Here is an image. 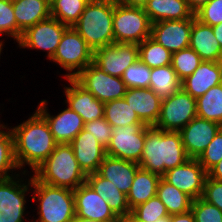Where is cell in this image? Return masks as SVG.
I'll list each match as a JSON object with an SVG mask.
<instances>
[{
	"instance_id": "obj_30",
	"label": "cell",
	"mask_w": 222,
	"mask_h": 222,
	"mask_svg": "<svg viewBox=\"0 0 222 222\" xmlns=\"http://www.w3.org/2000/svg\"><path fill=\"white\" fill-rule=\"evenodd\" d=\"M149 88L161 98L174 94L181 88V80L172 68V65L152 68Z\"/></svg>"
},
{
	"instance_id": "obj_44",
	"label": "cell",
	"mask_w": 222,
	"mask_h": 222,
	"mask_svg": "<svg viewBox=\"0 0 222 222\" xmlns=\"http://www.w3.org/2000/svg\"><path fill=\"white\" fill-rule=\"evenodd\" d=\"M201 198L222 211V182L207 176Z\"/></svg>"
},
{
	"instance_id": "obj_9",
	"label": "cell",
	"mask_w": 222,
	"mask_h": 222,
	"mask_svg": "<svg viewBox=\"0 0 222 222\" xmlns=\"http://www.w3.org/2000/svg\"><path fill=\"white\" fill-rule=\"evenodd\" d=\"M74 79L102 103L122 99L127 91L121 77L109 75L93 61Z\"/></svg>"
},
{
	"instance_id": "obj_6",
	"label": "cell",
	"mask_w": 222,
	"mask_h": 222,
	"mask_svg": "<svg viewBox=\"0 0 222 222\" xmlns=\"http://www.w3.org/2000/svg\"><path fill=\"white\" fill-rule=\"evenodd\" d=\"M151 25L143 7L124 5L114 0L115 43L140 44L146 38L151 37Z\"/></svg>"
},
{
	"instance_id": "obj_27",
	"label": "cell",
	"mask_w": 222,
	"mask_h": 222,
	"mask_svg": "<svg viewBox=\"0 0 222 222\" xmlns=\"http://www.w3.org/2000/svg\"><path fill=\"white\" fill-rule=\"evenodd\" d=\"M13 9L17 26L22 32L51 17L50 0H18L13 2Z\"/></svg>"
},
{
	"instance_id": "obj_34",
	"label": "cell",
	"mask_w": 222,
	"mask_h": 222,
	"mask_svg": "<svg viewBox=\"0 0 222 222\" xmlns=\"http://www.w3.org/2000/svg\"><path fill=\"white\" fill-rule=\"evenodd\" d=\"M87 0H50L51 17L72 27L80 18Z\"/></svg>"
},
{
	"instance_id": "obj_21",
	"label": "cell",
	"mask_w": 222,
	"mask_h": 222,
	"mask_svg": "<svg viewBox=\"0 0 222 222\" xmlns=\"http://www.w3.org/2000/svg\"><path fill=\"white\" fill-rule=\"evenodd\" d=\"M220 83H222V61H202L190 76L181 81V88L197 99Z\"/></svg>"
},
{
	"instance_id": "obj_4",
	"label": "cell",
	"mask_w": 222,
	"mask_h": 222,
	"mask_svg": "<svg viewBox=\"0 0 222 222\" xmlns=\"http://www.w3.org/2000/svg\"><path fill=\"white\" fill-rule=\"evenodd\" d=\"M113 15L114 0L89 1L72 27L94 51L115 43Z\"/></svg>"
},
{
	"instance_id": "obj_23",
	"label": "cell",
	"mask_w": 222,
	"mask_h": 222,
	"mask_svg": "<svg viewBox=\"0 0 222 222\" xmlns=\"http://www.w3.org/2000/svg\"><path fill=\"white\" fill-rule=\"evenodd\" d=\"M189 47L202 61H222V48L213 34L212 26L201 23L195 17L192 19Z\"/></svg>"
},
{
	"instance_id": "obj_18",
	"label": "cell",
	"mask_w": 222,
	"mask_h": 222,
	"mask_svg": "<svg viewBox=\"0 0 222 222\" xmlns=\"http://www.w3.org/2000/svg\"><path fill=\"white\" fill-rule=\"evenodd\" d=\"M47 101L42 100L37 111L46 119L54 140L58 143L69 144L75 136L84 128V121L80 115L69 107L64 109L57 116L48 113Z\"/></svg>"
},
{
	"instance_id": "obj_7",
	"label": "cell",
	"mask_w": 222,
	"mask_h": 222,
	"mask_svg": "<svg viewBox=\"0 0 222 222\" xmlns=\"http://www.w3.org/2000/svg\"><path fill=\"white\" fill-rule=\"evenodd\" d=\"M93 55L94 51L80 34L73 27H68L51 60L68 71L64 76L67 79L75 78L93 61Z\"/></svg>"
},
{
	"instance_id": "obj_3",
	"label": "cell",
	"mask_w": 222,
	"mask_h": 222,
	"mask_svg": "<svg viewBox=\"0 0 222 222\" xmlns=\"http://www.w3.org/2000/svg\"><path fill=\"white\" fill-rule=\"evenodd\" d=\"M33 173L42 183L72 190L84 184L87 177L75 158L72 146L67 143L57 144L50 156Z\"/></svg>"
},
{
	"instance_id": "obj_32",
	"label": "cell",
	"mask_w": 222,
	"mask_h": 222,
	"mask_svg": "<svg viewBox=\"0 0 222 222\" xmlns=\"http://www.w3.org/2000/svg\"><path fill=\"white\" fill-rule=\"evenodd\" d=\"M104 118L113 128L144 124L124 98L104 103Z\"/></svg>"
},
{
	"instance_id": "obj_5",
	"label": "cell",
	"mask_w": 222,
	"mask_h": 222,
	"mask_svg": "<svg viewBox=\"0 0 222 222\" xmlns=\"http://www.w3.org/2000/svg\"><path fill=\"white\" fill-rule=\"evenodd\" d=\"M31 187L34 188L33 201H40L39 218L33 222H74L75 199L73 190L65 187L52 186L31 177Z\"/></svg>"
},
{
	"instance_id": "obj_26",
	"label": "cell",
	"mask_w": 222,
	"mask_h": 222,
	"mask_svg": "<svg viewBox=\"0 0 222 222\" xmlns=\"http://www.w3.org/2000/svg\"><path fill=\"white\" fill-rule=\"evenodd\" d=\"M85 182L107 202L117 217L131 213L127 203V195L114 186L110 180L95 172L87 174Z\"/></svg>"
},
{
	"instance_id": "obj_35",
	"label": "cell",
	"mask_w": 222,
	"mask_h": 222,
	"mask_svg": "<svg viewBox=\"0 0 222 222\" xmlns=\"http://www.w3.org/2000/svg\"><path fill=\"white\" fill-rule=\"evenodd\" d=\"M2 129H7L9 131H4ZM16 168L19 169L15 154H14V139L13 134L10 128L2 125L0 126V179L9 178L12 176H16L18 174H14L10 176V170L13 171Z\"/></svg>"
},
{
	"instance_id": "obj_36",
	"label": "cell",
	"mask_w": 222,
	"mask_h": 222,
	"mask_svg": "<svg viewBox=\"0 0 222 222\" xmlns=\"http://www.w3.org/2000/svg\"><path fill=\"white\" fill-rule=\"evenodd\" d=\"M202 62L200 56L190 47L172 54L171 65L182 81L190 76Z\"/></svg>"
},
{
	"instance_id": "obj_22",
	"label": "cell",
	"mask_w": 222,
	"mask_h": 222,
	"mask_svg": "<svg viewBox=\"0 0 222 222\" xmlns=\"http://www.w3.org/2000/svg\"><path fill=\"white\" fill-rule=\"evenodd\" d=\"M139 119L149 126L158 121L162 98L150 88H127L123 97Z\"/></svg>"
},
{
	"instance_id": "obj_24",
	"label": "cell",
	"mask_w": 222,
	"mask_h": 222,
	"mask_svg": "<svg viewBox=\"0 0 222 222\" xmlns=\"http://www.w3.org/2000/svg\"><path fill=\"white\" fill-rule=\"evenodd\" d=\"M139 168L136 162L106 156L97 173L127 195Z\"/></svg>"
},
{
	"instance_id": "obj_50",
	"label": "cell",
	"mask_w": 222,
	"mask_h": 222,
	"mask_svg": "<svg viewBox=\"0 0 222 222\" xmlns=\"http://www.w3.org/2000/svg\"><path fill=\"white\" fill-rule=\"evenodd\" d=\"M117 222H142L132 213L126 214L124 216L118 217Z\"/></svg>"
},
{
	"instance_id": "obj_29",
	"label": "cell",
	"mask_w": 222,
	"mask_h": 222,
	"mask_svg": "<svg viewBox=\"0 0 222 222\" xmlns=\"http://www.w3.org/2000/svg\"><path fill=\"white\" fill-rule=\"evenodd\" d=\"M157 197L165 205L169 215L182 214L191 210L193 199L162 177L158 183Z\"/></svg>"
},
{
	"instance_id": "obj_42",
	"label": "cell",
	"mask_w": 222,
	"mask_h": 222,
	"mask_svg": "<svg viewBox=\"0 0 222 222\" xmlns=\"http://www.w3.org/2000/svg\"><path fill=\"white\" fill-rule=\"evenodd\" d=\"M195 18L201 23L214 26L222 23V0H212L203 5L195 13Z\"/></svg>"
},
{
	"instance_id": "obj_47",
	"label": "cell",
	"mask_w": 222,
	"mask_h": 222,
	"mask_svg": "<svg viewBox=\"0 0 222 222\" xmlns=\"http://www.w3.org/2000/svg\"><path fill=\"white\" fill-rule=\"evenodd\" d=\"M212 0H187L189 8L195 13L199 10L203 5L207 4Z\"/></svg>"
},
{
	"instance_id": "obj_33",
	"label": "cell",
	"mask_w": 222,
	"mask_h": 222,
	"mask_svg": "<svg viewBox=\"0 0 222 222\" xmlns=\"http://www.w3.org/2000/svg\"><path fill=\"white\" fill-rule=\"evenodd\" d=\"M139 47V60L149 68H157L171 64L172 53L158 44L151 37L146 38Z\"/></svg>"
},
{
	"instance_id": "obj_1",
	"label": "cell",
	"mask_w": 222,
	"mask_h": 222,
	"mask_svg": "<svg viewBox=\"0 0 222 222\" xmlns=\"http://www.w3.org/2000/svg\"><path fill=\"white\" fill-rule=\"evenodd\" d=\"M14 139V154L18 167L26 164L32 172L54 151L58 144L46 119L36 110L28 120L11 129Z\"/></svg>"
},
{
	"instance_id": "obj_45",
	"label": "cell",
	"mask_w": 222,
	"mask_h": 222,
	"mask_svg": "<svg viewBox=\"0 0 222 222\" xmlns=\"http://www.w3.org/2000/svg\"><path fill=\"white\" fill-rule=\"evenodd\" d=\"M170 222H195V217L190 210L186 213L171 215Z\"/></svg>"
},
{
	"instance_id": "obj_11",
	"label": "cell",
	"mask_w": 222,
	"mask_h": 222,
	"mask_svg": "<svg viewBox=\"0 0 222 222\" xmlns=\"http://www.w3.org/2000/svg\"><path fill=\"white\" fill-rule=\"evenodd\" d=\"M67 28L68 26L59 20L50 17L27 28L17 43L22 48L45 50L47 57L51 60Z\"/></svg>"
},
{
	"instance_id": "obj_54",
	"label": "cell",
	"mask_w": 222,
	"mask_h": 222,
	"mask_svg": "<svg viewBox=\"0 0 222 222\" xmlns=\"http://www.w3.org/2000/svg\"><path fill=\"white\" fill-rule=\"evenodd\" d=\"M9 2H15V1H18V0H8Z\"/></svg>"
},
{
	"instance_id": "obj_13",
	"label": "cell",
	"mask_w": 222,
	"mask_h": 222,
	"mask_svg": "<svg viewBox=\"0 0 222 222\" xmlns=\"http://www.w3.org/2000/svg\"><path fill=\"white\" fill-rule=\"evenodd\" d=\"M19 176L0 179V222H24L25 194L31 186V178L26 184L17 178Z\"/></svg>"
},
{
	"instance_id": "obj_28",
	"label": "cell",
	"mask_w": 222,
	"mask_h": 222,
	"mask_svg": "<svg viewBox=\"0 0 222 222\" xmlns=\"http://www.w3.org/2000/svg\"><path fill=\"white\" fill-rule=\"evenodd\" d=\"M161 176L139 168L135 174L131 189L127 194V203L132 211L135 207L157 195Z\"/></svg>"
},
{
	"instance_id": "obj_52",
	"label": "cell",
	"mask_w": 222,
	"mask_h": 222,
	"mask_svg": "<svg viewBox=\"0 0 222 222\" xmlns=\"http://www.w3.org/2000/svg\"><path fill=\"white\" fill-rule=\"evenodd\" d=\"M74 222H102V221H95V220H84V219H76Z\"/></svg>"
},
{
	"instance_id": "obj_48",
	"label": "cell",
	"mask_w": 222,
	"mask_h": 222,
	"mask_svg": "<svg viewBox=\"0 0 222 222\" xmlns=\"http://www.w3.org/2000/svg\"><path fill=\"white\" fill-rule=\"evenodd\" d=\"M115 1L124 5L143 7L148 0H115Z\"/></svg>"
},
{
	"instance_id": "obj_31",
	"label": "cell",
	"mask_w": 222,
	"mask_h": 222,
	"mask_svg": "<svg viewBox=\"0 0 222 222\" xmlns=\"http://www.w3.org/2000/svg\"><path fill=\"white\" fill-rule=\"evenodd\" d=\"M197 116L222 126V83L196 99Z\"/></svg>"
},
{
	"instance_id": "obj_15",
	"label": "cell",
	"mask_w": 222,
	"mask_h": 222,
	"mask_svg": "<svg viewBox=\"0 0 222 222\" xmlns=\"http://www.w3.org/2000/svg\"><path fill=\"white\" fill-rule=\"evenodd\" d=\"M76 219L117 222L107 202L86 182L73 190Z\"/></svg>"
},
{
	"instance_id": "obj_46",
	"label": "cell",
	"mask_w": 222,
	"mask_h": 222,
	"mask_svg": "<svg viewBox=\"0 0 222 222\" xmlns=\"http://www.w3.org/2000/svg\"><path fill=\"white\" fill-rule=\"evenodd\" d=\"M208 177L222 182V159L215 164L208 172Z\"/></svg>"
},
{
	"instance_id": "obj_39",
	"label": "cell",
	"mask_w": 222,
	"mask_h": 222,
	"mask_svg": "<svg viewBox=\"0 0 222 222\" xmlns=\"http://www.w3.org/2000/svg\"><path fill=\"white\" fill-rule=\"evenodd\" d=\"M11 36L16 42L22 36V31L18 28L16 17L14 16L13 2L0 0V34Z\"/></svg>"
},
{
	"instance_id": "obj_10",
	"label": "cell",
	"mask_w": 222,
	"mask_h": 222,
	"mask_svg": "<svg viewBox=\"0 0 222 222\" xmlns=\"http://www.w3.org/2000/svg\"><path fill=\"white\" fill-rule=\"evenodd\" d=\"M146 136L145 124H132L113 128L106 155L139 163Z\"/></svg>"
},
{
	"instance_id": "obj_16",
	"label": "cell",
	"mask_w": 222,
	"mask_h": 222,
	"mask_svg": "<svg viewBox=\"0 0 222 222\" xmlns=\"http://www.w3.org/2000/svg\"><path fill=\"white\" fill-rule=\"evenodd\" d=\"M192 19L164 20L151 25V38L172 54L190 45Z\"/></svg>"
},
{
	"instance_id": "obj_20",
	"label": "cell",
	"mask_w": 222,
	"mask_h": 222,
	"mask_svg": "<svg viewBox=\"0 0 222 222\" xmlns=\"http://www.w3.org/2000/svg\"><path fill=\"white\" fill-rule=\"evenodd\" d=\"M80 168L87 175L98 171L106 155V148L84 128L69 143Z\"/></svg>"
},
{
	"instance_id": "obj_38",
	"label": "cell",
	"mask_w": 222,
	"mask_h": 222,
	"mask_svg": "<svg viewBox=\"0 0 222 222\" xmlns=\"http://www.w3.org/2000/svg\"><path fill=\"white\" fill-rule=\"evenodd\" d=\"M151 68L138 60L129 66L122 75L127 88H149Z\"/></svg>"
},
{
	"instance_id": "obj_40",
	"label": "cell",
	"mask_w": 222,
	"mask_h": 222,
	"mask_svg": "<svg viewBox=\"0 0 222 222\" xmlns=\"http://www.w3.org/2000/svg\"><path fill=\"white\" fill-rule=\"evenodd\" d=\"M222 159V127L209 143L207 148L197 158L204 170L208 172Z\"/></svg>"
},
{
	"instance_id": "obj_12",
	"label": "cell",
	"mask_w": 222,
	"mask_h": 222,
	"mask_svg": "<svg viewBox=\"0 0 222 222\" xmlns=\"http://www.w3.org/2000/svg\"><path fill=\"white\" fill-rule=\"evenodd\" d=\"M139 60L134 43H113L94 50L93 62L111 76L122 77L124 71Z\"/></svg>"
},
{
	"instance_id": "obj_51",
	"label": "cell",
	"mask_w": 222,
	"mask_h": 222,
	"mask_svg": "<svg viewBox=\"0 0 222 222\" xmlns=\"http://www.w3.org/2000/svg\"><path fill=\"white\" fill-rule=\"evenodd\" d=\"M157 222H170V216H163L159 218Z\"/></svg>"
},
{
	"instance_id": "obj_14",
	"label": "cell",
	"mask_w": 222,
	"mask_h": 222,
	"mask_svg": "<svg viewBox=\"0 0 222 222\" xmlns=\"http://www.w3.org/2000/svg\"><path fill=\"white\" fill-rule=\"evenodd\" d=\"M207 176L199 161L189 158L183 164L167 170L162 178L195 200L202 197Z\"/></svg>"
},
{
	"instance_id": "obj_25",
	"label": "cell",
	"mask_w": 222,
	"mask_h": 222,
	"mask_svg": "<svg viewBox=\"0 0 222 222\" xmlns=\"http://www.w3.org/2000/svg\"><path fill=\"white\" fill-rule=\"evenodd\" d=\"M151 23L164 20L193 19L187 0H148L143 6Z\"/></svg>"
},
{
	"instance_id": "obj_43",
	"label": "cell",
	"mask_w": 222,
	"mask_h": 222,
	"mask_svg": "<svg viewBox=\"0 0 222 222\" xmlns=\"http://www.w3.org/2000/svg\"><path fill=\"white\" fill-rule=\"evenodd\" d=\"M84 129L90 132L103 147L107 148L112 137L113 127L104 117L85 123Z\"/></svg>"
},
{
	"instance_id": "obj_37",
	"label": "cell",
	"mask_w": 222,
	"mask_h": 222,
	"mask_svg": "<svg viewBox=\"0 0 222 222\" xmlns=\"http://www.w3.org/2000/svg\"><path fill=\"white\" fill-rule=\"evenodd\" d=\"M131 213L142 222H157L160 217L171 216L157 195L135 207Z\"/></svg>"
},
{
	"instance_id": "obj_17",
	"label": "cell",
	"mask_w": 222,
	"mask_h": 222,
	"mask_svg": "<svg viewBox=\"0 0 222 222\" xmlns=\"http://www.w3.org/2000/svg\"><path fill=\"white\" fill-rule=\"evenodd\" d=\"M222 126L214 121L196 116L179 132L189 158L197 159L213 140Z\"/></svg>"
},
{
	"instance_id": "obj_2",
	"label": "cell",
	"mask_w": 222,
	"mask_h": 222,
	"mask_svg": "<svg viewBox=\"0 0 222 222\" xmlns=\"http://www.w3.org/2000/svg\"><path fill=\"white\" fill-rule=\"evenodd\" d=\"M188 159L180 132L164 131L146 125L143 152L138 163L140 168L162 177L167 170Z\"/></svg>"
},
{
	"instance_id": "obj_8",
	"label": "cell",
	"mask_w": 222,
	"mask_h": 222,
	"mask_svg": "<svg viewBox=\"0 0 222 222\" xmlns=\"http://www.w3.org/2000/svg\"><path fill=\"white\" fill-rule=\"evenodd\" d=\"M197 116L196 99L182 88L162 98L158 121L154 127L179 132Z\"/></svg>"
},
{
	"instance_id": "obj_53",
	"label": "cell",
	"mask_w": 222,
	"mask_h": 222,
	"mask_svg": "<svg viewBox=\"0 0 222 222\" xmlns=\"http://www.w3.org/2000/svg\"><path fill=\"white\" fill-rule=\"evenodd\" d=\"M2 49H3V47H2V46H0V55H1Z\"/></svg>"
},
{
	"instance_id": "obj_19",
	"label": "cell",
	"mask_w": 222,
	"mask_h": 222,
	"mask_svg": "<svg viewBox=\"0 0 222 222\" xmlns=\"http://www.w3.org/2000/svg\"><path fill=\"white\" fill-rule=\"evenodd\" d=\"M71 87H65V103L81 116L84 123L104 117V103L82 87L74 78H67Z\"/></svg>"
},
{
	"instance_id": "obj_49",
	"label": "cell",
	"mask_w": 222,
	"mask_h": 222,
	"mask_svg": "<svg viewBox=\"0 0 222 222\" xmlns=\"http://www.w3.org/2000/svg\"><path fill=\"white\" fill-rule=\"evenodd\" d=\"M213 34L222 48V23L212 26Z\"/></svg>"
},
{
	"instance_id": "obj_41",
	"label": "cell",
	"mask_w": 222,
	"mask_h": 222,
	"mask_svg": "<svg viewBox=\"0 0 222 222\" xmlns=\"http://www.w3.org/2000/svg\"><path fill=\"white\" fill-rule=\"evenodd\" d=\"M191 211L195 222H222V211L201 197L193 200Z\"/></svg>"
}]
</instances>
